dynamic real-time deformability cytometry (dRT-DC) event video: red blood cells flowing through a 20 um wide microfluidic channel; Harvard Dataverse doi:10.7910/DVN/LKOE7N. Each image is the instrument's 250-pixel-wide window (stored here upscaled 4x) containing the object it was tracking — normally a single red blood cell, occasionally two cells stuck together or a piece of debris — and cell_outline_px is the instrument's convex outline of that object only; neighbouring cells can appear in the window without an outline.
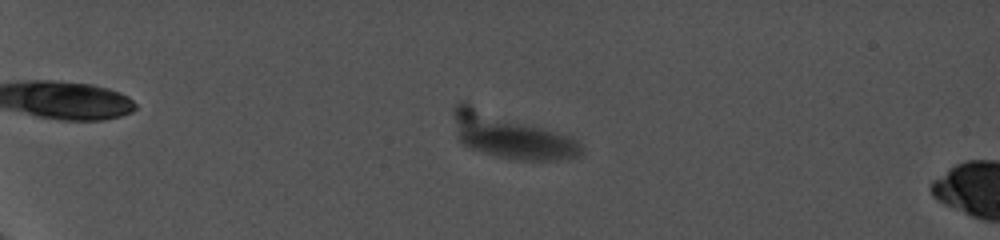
{"species": "common noctule bat (a hibernating species)", "species_latin": "Nyctalus noctula", "temperature_condition": "cold", "stored_images_in_passage": 18, "camera_frame_rate_fps": 5000, "um_per_image_px": 0.085, "animal": {"sex": "female", "body_mass_g": 19.0, "forearm_length_mm": 56.7}, "frame": {"image": 1, "passage_image": 11, "time_ms": 2.6, "image_size_px": [1000, 240], "cell_outline_px": [[580, 156], [568, 160], [520, 160], [496, 156], [468, 148], [456, 136], [452, 112], [452, 108], [460, 100], [464, 100], [572, 136], [580, 144]], "centroid_in_image_um": [43.35, 11.5], "position_along_channel_um": 41.6, "area_um2": 34.16}}